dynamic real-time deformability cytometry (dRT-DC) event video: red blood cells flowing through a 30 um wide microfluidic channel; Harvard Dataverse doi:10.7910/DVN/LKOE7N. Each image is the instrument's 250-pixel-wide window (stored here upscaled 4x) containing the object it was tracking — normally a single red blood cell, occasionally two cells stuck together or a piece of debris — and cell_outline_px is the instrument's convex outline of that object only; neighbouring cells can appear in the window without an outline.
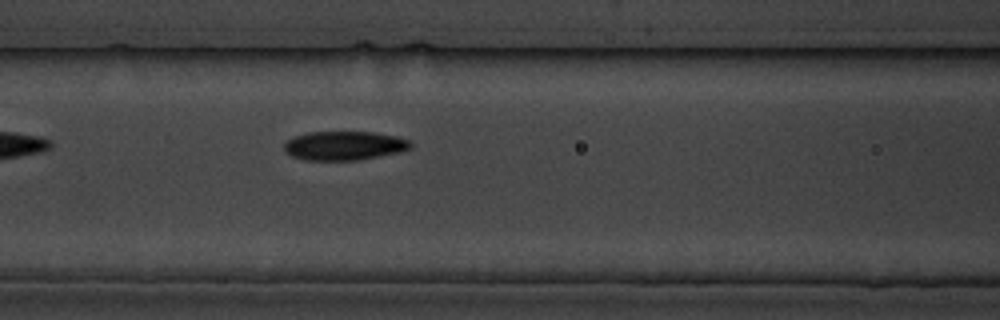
{"species": "common noctule bat (a hibernating species)", "species_latin": "Nyctalus noctula", "temperature_condition": "cold", "stored_images_in_passage": 4, "camera_frame_rate_fps": 3000, "um_per_image_px": 0.085, "animal": {"sex": "male", "body_mass_g": 19.5, "forearm_length_mm": 54.6}, "frame": {"image": 1, "passage_image": 4, "time_ms": 4.333, "image_size_px": [1000, 320], "cell_outline_px": [[412, 148], [400, 152], [360, 160], [304, 160], [292, 156], [284, 152], [284, 144], [292, 136], [308, 132], [372, 132], [396, 136], [408, 140], [412, 144]], "centroid_in_image_um": [29.24, 12.38], "position_along_channel_um": 137.4, "area_um2": 21.5}}